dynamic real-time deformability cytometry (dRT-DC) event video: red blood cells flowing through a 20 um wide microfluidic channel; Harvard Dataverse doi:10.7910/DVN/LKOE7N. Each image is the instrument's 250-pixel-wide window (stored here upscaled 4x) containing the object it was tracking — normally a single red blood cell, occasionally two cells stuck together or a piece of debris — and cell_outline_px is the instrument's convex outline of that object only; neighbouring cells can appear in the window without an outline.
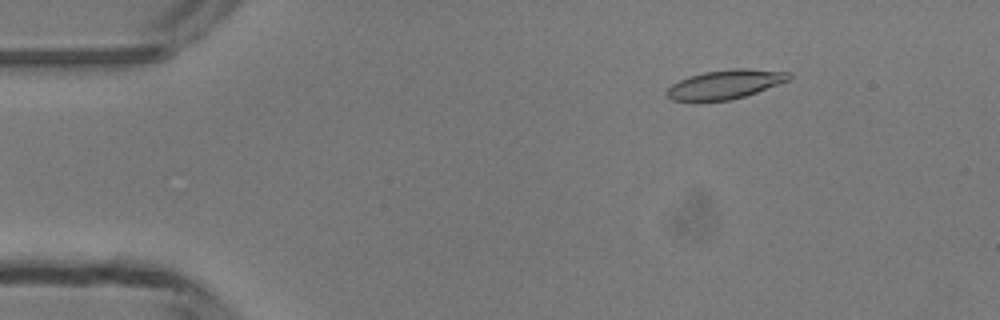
{"species": "common noctule bat (a hibernating species)", "species_latin": "Nyctalus noctula", "temperature_condition": "room temperature", "stored_images_in_passage": 43, "camera_frame_rate_fps": 3000, "um_per_image_px": 0.085, "animal": {"sex": "male", "body_mass_g": 13.3}, "frame": {"image": 1, "passage_image": 1, "time_ms": 0.0, "image_size_px": [1000, 320], "cell_outline_px": [[792, 76], [788, 80], [756, 92], [744, 96], [728, 100], [672, 100], [664, 92], [672, 84], [688, 76], [704, 72], [732, 68], [748, 68], [788, 72]], "centroid_in_image_um": [61.63, 7.15], "position_along_channel_um": 23.4, "area_um2": 20.35}}
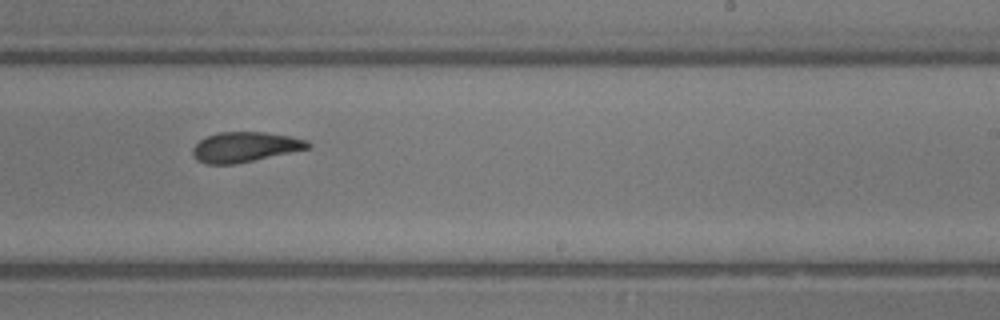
{"frame": {"image": 2, "passage_image": 24, "time_ms": 7.667, "image_size_px": [1000, 320], "cell_outline_px": [[312, 144], [308, 148], [252, 160], [232, 164], [208, 164], [196, 160], [192, 156], [192, 148], [200, 140], [208, 136], [220, 132], [264, 132], [292, 136], [308, 140]], "centroid_in_image_um": [20.8, 12.48], "position_along_channel_um": 268.2, "area_um2": 19.94}}
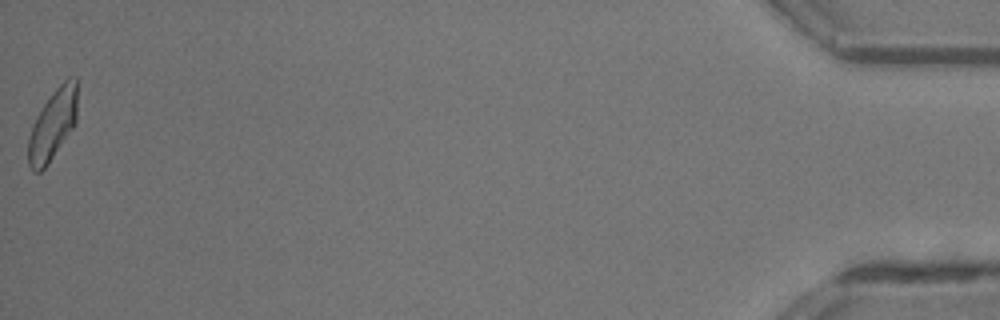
{"frame": {"image": 3, "passage_image": 43, "time_ms": 14.0, "image_size_px": [1000, 320], "cell_outline_px": [[76, 124], [48, 164], [40, 172], [32, 172], [28, 164], [28, 140], [32, 124], [36, 116], [44, 104], [56, 88], [68, 76], [76, 76]], "centroid_in_image_um": [4.47, 10.62], "position_along_channel_um": 430.7, "area_um2": 20.17}, "authors_computed_cell_mechanics": {"area_um2": 20.5768, "velocity_mm_per_s": 4.1998, "shape_relaxation_time_tau1_ms": 3.9789, "shape_relaxation_time_tau2_ms": 4.0734, "deformation_change_tau1": 0.154, "deformation_change_tau2": 0.1229}}